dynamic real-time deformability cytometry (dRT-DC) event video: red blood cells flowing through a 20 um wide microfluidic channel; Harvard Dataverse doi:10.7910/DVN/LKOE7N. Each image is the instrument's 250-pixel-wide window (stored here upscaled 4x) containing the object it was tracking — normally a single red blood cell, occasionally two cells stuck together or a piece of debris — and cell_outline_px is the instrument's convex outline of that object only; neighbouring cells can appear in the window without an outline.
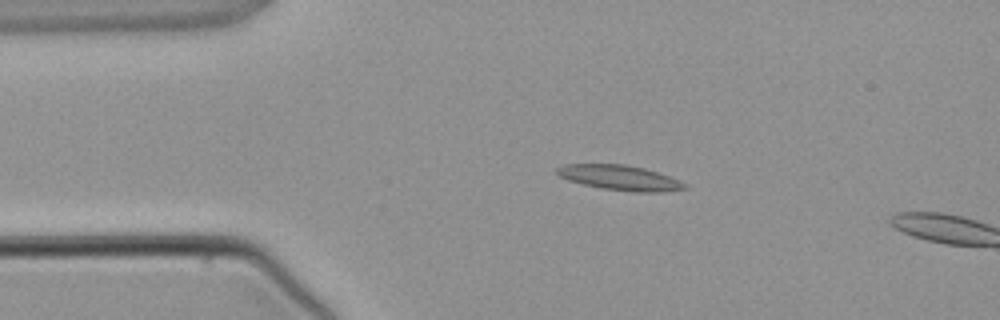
{"species": "common noctule bat (a hibernating species)", "species_latin": "Nyctalus noctula", "temperature_condition": "warm", "stored_images_in_passage": 4, "camera_frame_rate_fps": 3000, "um_per_image_px": 0.085, "animal": {"sex": "male", "body_mass_g": 21.5, "forearm_length_mm": 52.0}, "frame": {"image": 1, "passage_image": 3, "time_ms": 2.333, "image_size_px": [1000, 320], "cell_outline_px": [[688, 188], [660, 192], [636, 192], [600, 188], [568, 180], [560, 176], [556, 172], [556, 168], [564, 164], [624, 164], [644, 168], [680, 180], [688, 184]], "centroid_in_image_um": [52.7, 15.1], "position_along_channel_um": 32.3, "area_um2": 18.55}}